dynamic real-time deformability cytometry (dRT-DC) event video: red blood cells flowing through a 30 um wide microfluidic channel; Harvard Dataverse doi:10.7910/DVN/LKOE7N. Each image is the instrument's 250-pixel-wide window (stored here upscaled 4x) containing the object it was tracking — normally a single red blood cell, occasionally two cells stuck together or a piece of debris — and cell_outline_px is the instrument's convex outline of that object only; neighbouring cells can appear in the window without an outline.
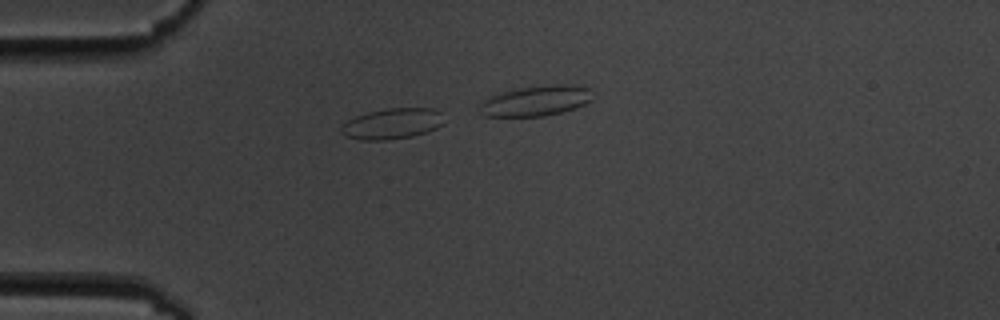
{"species": "common noctule bat (a hibernating species)", "species_latin": "Nyctalus noctula", "temperature_condition": "cold", "stored_images_in_passage": 6, "camera_frame_rate_fps": 3000, "um_per_image_px": 0.085, "animal": {"sex": "male", "body_mass_g": 19.5, "forearm_length_mm": 54.6}, "frame": {"image": 1, "passage_image": 4, "time_ms": 3.333, "image_size_px": [1000, 320], "cell_outline_px": [[444, 124], [436, 128], [412, 136], [388, 140], [360, 140], [348, 136], [340, 132], [340, 128], [348, 120], [356, 116], [368, 112], [388, 108], [436, 108], [440, 112]], "centroid_in_image_um": [33.34, 10.51], "position_along_channel_um": 51.7, "area_um2": 18.32}}
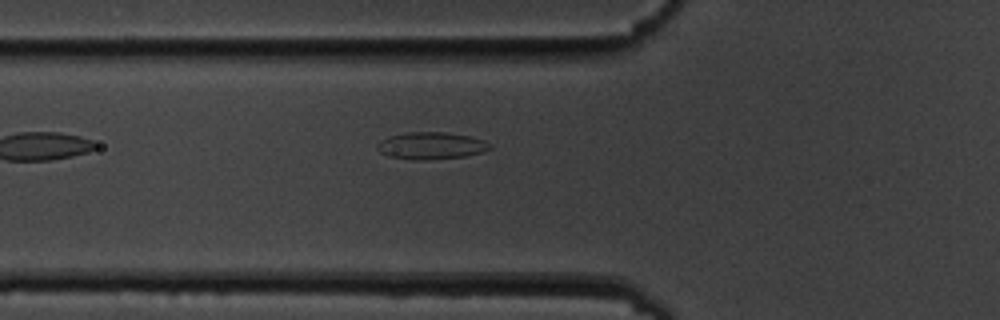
{"frame": {"image": 2, "passage_image": 6, "time_ms": 5.667, "image_size_px": [1000, 320], "cell_outline_px": [[492, 148], [484, 152], [464, 156], [428, 160], [412, 160], [388, 156], [380, 152], [376, 148], [376, 144], [380, 140], [388, 136], [408, 132], [444, 132], [472, 136], [484, 140], [492, 144]], "centroid_in_image_um": [36.65, 12.38], "position_along_channel_um": 89.1, "area_um2": 18.09}}